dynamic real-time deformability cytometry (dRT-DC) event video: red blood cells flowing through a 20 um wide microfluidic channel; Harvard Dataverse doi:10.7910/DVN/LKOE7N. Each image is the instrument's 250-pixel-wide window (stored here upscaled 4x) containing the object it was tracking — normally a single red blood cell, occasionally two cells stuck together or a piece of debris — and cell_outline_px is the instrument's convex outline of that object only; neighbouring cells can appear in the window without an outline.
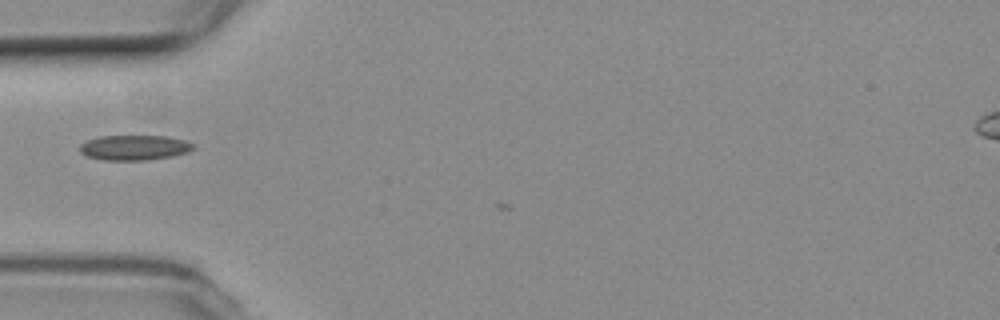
{"species": "common noctule bat (a hibernating species)", "species_latin": "Nyctalus noctula", "temperature_condition": "room temperature", "stored_images_in_passage": 10, "camera_frame_rate_fps": 3000, "um_per_image_px": 0.085, "animal": {"sex": "female", "body_mass_g": 19.3, "forearm_length_mm": 54.1}, "frame": {"image": 1, "passage_image": 1, "time_ms": 0.0, "image_size_px": [1000, 320], "cell_outline_px": [[192, 148], [188, 152], [172, 156], [144, 160], [104, 160], [88, 156], [80, 152], [80, 144], [88, 140], [100, 136], [164, 136], [184, 140], [192, 144]], "centroid_in_image_um": [11.38, 12.54], "position_along_channel_um": 73.6, "area_um2": 16.3}}
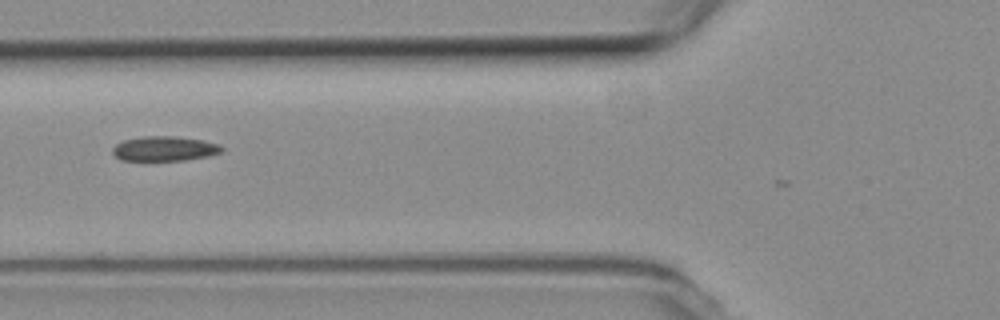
{"frame": {"image": 2, "passage_image": 4, "time_ms": 1.0, "image_size_px": [1000, 320], "cell_outline_px": [[224, 148], [220, 152], [208, 156], [184, 160], [120, 160], [112, 152], [112, 148], [116, 144], [124, 140], [144, 136], [172, 136], [200, 140], [220, 144]], "centroid_in_image_um": [13.96, 12.63], "position_along_channel_um": 111.8, "area_um2": 15.55}}
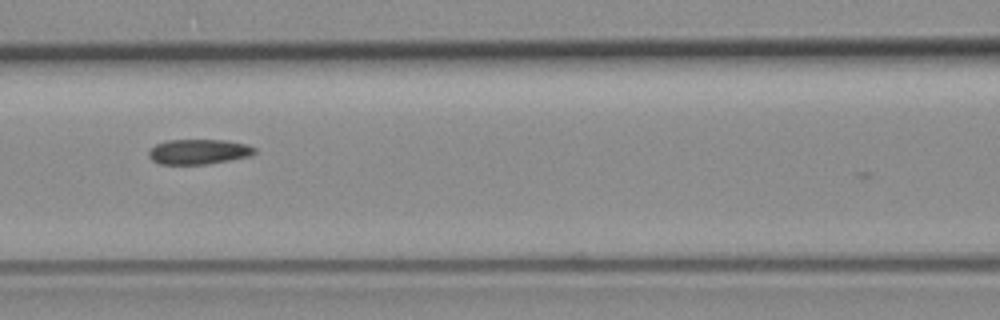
{"frame": {"image": 3, "passage_image": 7, "time_ms": 2.0, "image_size_px": [1000, 320], "cell_outline_px": [[256, 152], [248, 156], [228, 160], [204, 164], [160, 164], [152, 160], [148, 156], [148, 152], [156, 144], [168, 140], [224, 140], [244, 144], [256, 148]], "centroid_in_image_um": [16.85, 12.89], "position_along_channel_um": 149.8, "area_um2": 15.2}}